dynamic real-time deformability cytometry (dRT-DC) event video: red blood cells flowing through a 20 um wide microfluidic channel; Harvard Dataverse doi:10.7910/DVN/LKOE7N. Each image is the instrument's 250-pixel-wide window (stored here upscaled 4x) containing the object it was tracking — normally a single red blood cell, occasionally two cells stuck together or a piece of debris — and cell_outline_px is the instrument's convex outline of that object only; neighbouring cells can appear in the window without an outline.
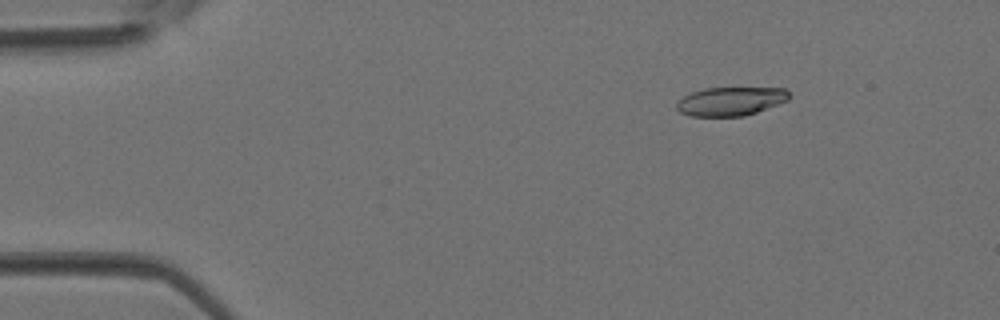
{"species": "Egyptian fruit bat (a non-hibernating species)", "species_latin": "Rousettus aegyptiacus", "temperature_condition": "room temperature", "stored_images_in_passage": 5, "camera_frame_rate_fps": 3000, "um_per_image_px": 0.085, "animal": {"sex": "female"}, "frame": {"image": 1, "passage_image": 2, "time_ms": 0.333, "image_size_px": [1000, 320], "cell_outline_px": [[792, 96], [788, 100], [756, 112], [744, 116], [692, 116], [680, 112], [676, 108], [676, 104], [684, 96], [692, 92], [704, 88], [784, 88]], "centroid_in_image_um": [62.11, 8.6], "position_along_channel_um": 22.9, "area_um2": 18.67}}
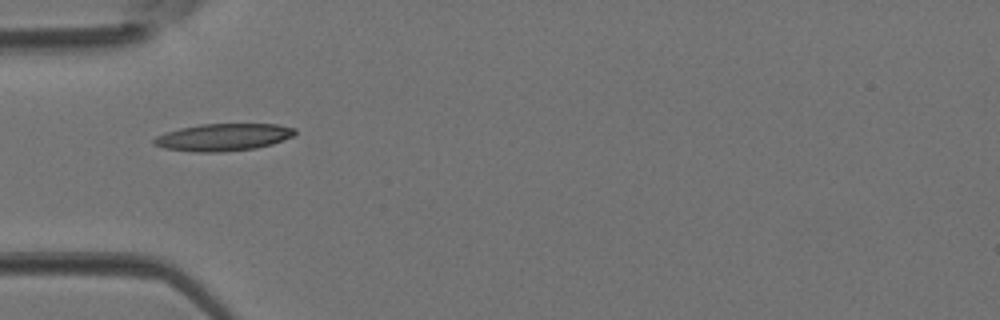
{"frame": {"image": 2, "passage_image": 4, "time_ms": 1.0, "image_size_px": [1000, 320], "cell_outline_px": [[296, 132], [292, 136], [272, 144], [256, 148], [224, 152], [192, 152], [164, 148], [152, 144], [152, 140], [156, 136], [180, 128], [200, 124], [276, 124], [296, 128]], "centroid_in_image_um": [18.96, 11.67], "position_along_channel_um": 66.0, "area_um2": 22.43}}
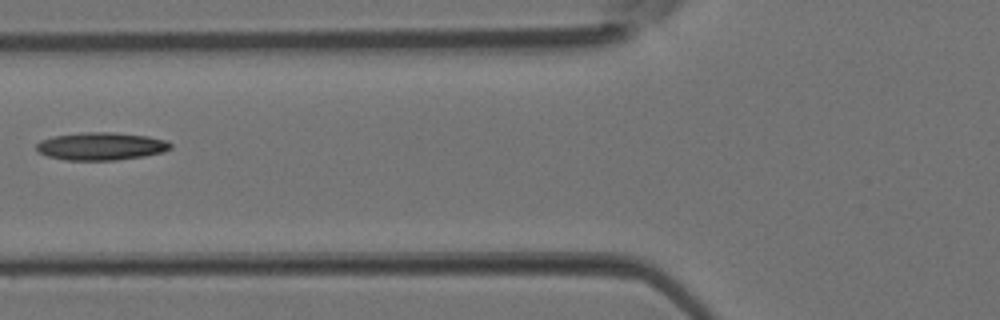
{"frame": {"image": 3, "passage_image": 5, "time_ms": 1.333, "image_size_px": [1000, 320], "cell_outline_px": [[172, 148], [164, 152], [144, 156], [116, 160], [64, 160], [48, 156], [40, 152], [36, 148], [36, 144], [40, 140], [52, 136], [84, 132], [112, 132], [148, 136], [168, 140], [172, 144]], "centroid_in_image_um": [8.62, 12.42], "position_along_channel_um": 117.2, "area_um2": 21.85}}